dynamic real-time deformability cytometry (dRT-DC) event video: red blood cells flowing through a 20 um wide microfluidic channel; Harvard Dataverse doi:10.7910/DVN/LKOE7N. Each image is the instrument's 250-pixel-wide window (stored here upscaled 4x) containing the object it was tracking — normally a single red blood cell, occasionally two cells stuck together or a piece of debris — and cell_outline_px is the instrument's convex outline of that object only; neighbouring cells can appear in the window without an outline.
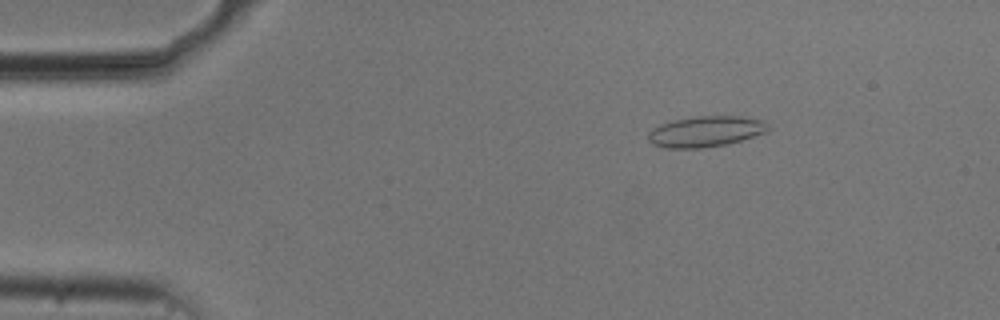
{"species": "common noctule bat (a hibernating species)", "species_latin": "Nyctalus noctula", "temperature_condition": "cold", "stored_images_in_passage": 54, "camera_frame_rate_fps": 3000, "um_per_image_px": 0.085, "animal": {"sex": "male", "body_mass_g": 20.5, "forearm_length_mm": 52.5}, "frame": {"image": 1, "passage_image": 8, "time_ms": 2.333, "image_size_px": [1000, 320], "cell_outline_px": [[768, 128], [764, 132], [728, 144], [704, 148], [664, 148], [652, 144], [648, 140], [648, 132], [652, 128], [660, 124], [676, 120], [696, 116], [740, 116], [768, 120]], "centroid_in_image_um": [59.96, 11.17], "position_along_channel_um": 25.0, "area_um2": 21.56}}
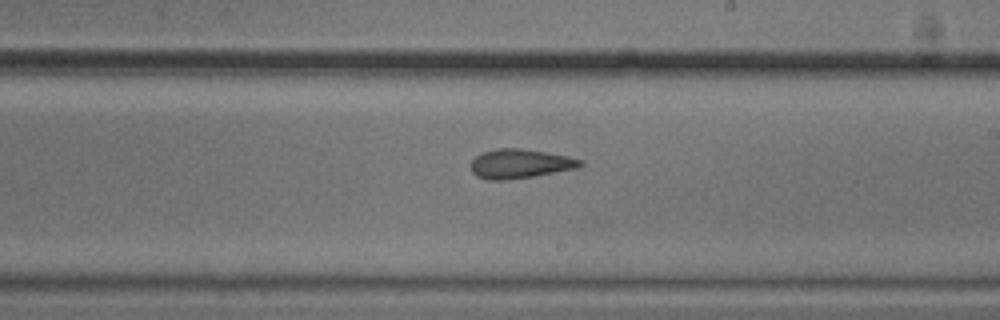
{"frame": {"image": 2, "passage_image": 31, "time_ms": 10.0, "image_size_px": [1000, 320], "cell_outline_px": [[584, 164], [576, 168], [532, 176], [508, 180], [488, 180], [476, 176], [472, 172], [472, 160], [480, 152], [496, 148], [520, 148], [568, 156], [580, 160]], "centroid_in_image_um": [44.15, 13.91], "position_along_channel_um": 244.9, "area_um2": 18.5}}
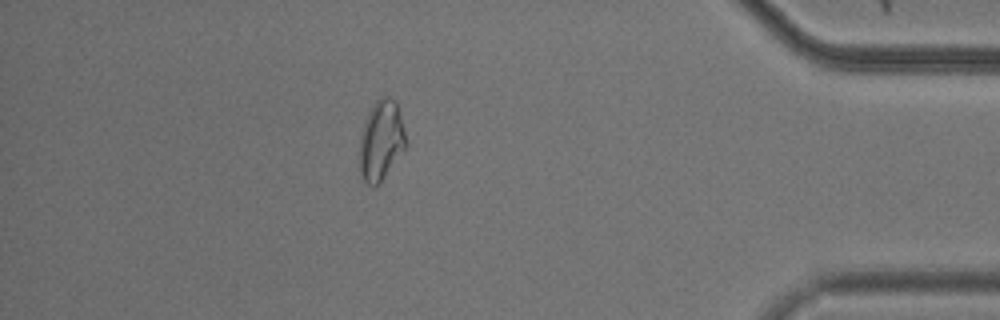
{"frame": {"image": 3, "passage_image": 47, "time_ms": 15.333, "image_size_px": [1000, 320], "cell_outline_px": [[404, 148], [380, 184], [372, 188], [360, 176], [360, 136], [364, 120], [372, 104], [380, 96], [388, 96], [396, 100], [404, 132]], "centroid_in_image_um": [32.35, 11.93], "position_along_channel_um": 402.8, "area_um2": 21.44}, "authors_computed_cell_mechanics": {"area_um2": 19.7676, "velocity_mm_per_s": 3.7378, "shape_relaxation_time_tau1_ms": 4.7199, "shape_relaxation_time_tau2_ms": 2.1069, "deformation_change_tau1": 0.1176, "deformation_change_tau2": 0.0913}}